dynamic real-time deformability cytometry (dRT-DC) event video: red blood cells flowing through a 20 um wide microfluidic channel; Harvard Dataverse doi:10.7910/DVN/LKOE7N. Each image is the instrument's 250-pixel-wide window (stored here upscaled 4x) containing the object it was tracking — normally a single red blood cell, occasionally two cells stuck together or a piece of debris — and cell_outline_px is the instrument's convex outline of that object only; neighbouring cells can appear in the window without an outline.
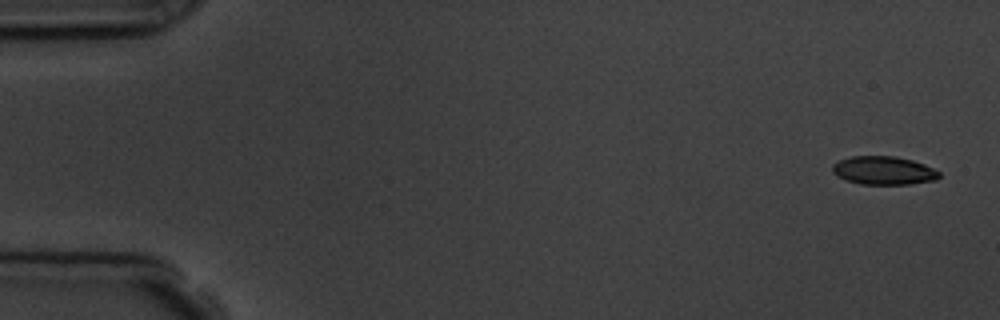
{"species": "common noctule bat (a hibernating species)", "species_latin": "Nyctalus noctula", "temperature_condition": "room temperature", "stored_images_in_passage": 5, "camera_frame_rate_fps": 3000, "um_per_image_px": 0.085, "animal": {"sex": "male", "body_mass_g": 19.5, "forearm_length_mm": 54.6}, "frame": {"image": 1, "passage_image": 1, "time_ms": 0.0, "image_size_px": [1000, 320], "cell_outline_px": [[940, 176], [936, 180], [908, 184], [860, 184], [844, 180], [836, 176], [832, 172], [832, 164], [840, 160], [852, 156], [896, 156], [912, 160], [924, 164], [940, 172]], "centroid_in_image_um": [75.08, 14.49], "position_along_channel_um": 9.9, "area_um2": 17.74}}
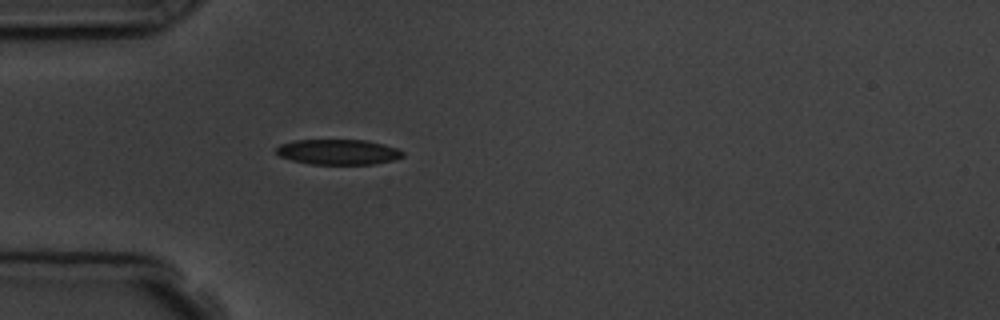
{"frame": {"image": 2, "passage_image": 5, "time_ms": 4.667, "image_size_px": [1000, 320], "cell_outline_px": [[404, 156], [392, 160], [372, 164], [308, 164], [292, 160], [280, 156], [276, 152], [276, 148], [280, 144], [296, 140], [364, 140], [384, 144], [396, 148], [404, 152]], "centroid_in_image_um": [28.74, 12.92], "position_along_channel_um": 56.3, "area_um2": 18.55}}